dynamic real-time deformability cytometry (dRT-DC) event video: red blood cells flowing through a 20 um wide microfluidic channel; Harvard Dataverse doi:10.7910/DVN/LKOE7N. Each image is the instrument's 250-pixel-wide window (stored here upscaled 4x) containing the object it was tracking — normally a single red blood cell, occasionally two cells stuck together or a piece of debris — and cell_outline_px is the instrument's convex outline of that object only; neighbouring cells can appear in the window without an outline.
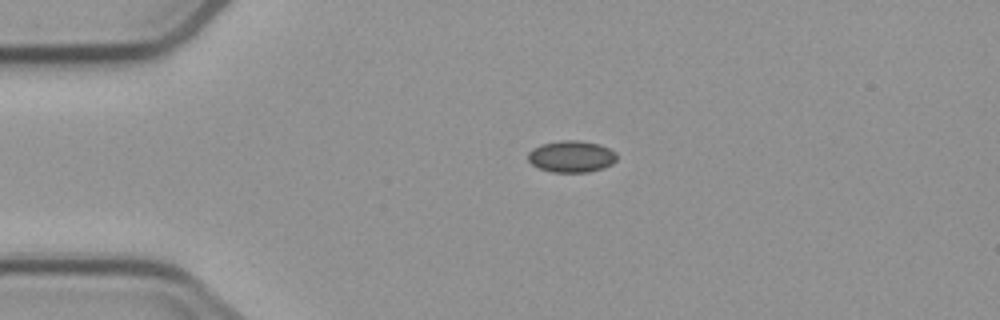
{"species": "common noctule bat (a hibernating species)", "species_latin": "Nyctalus noctula", "temperature_condition": "cold", "stored_images_in_passage": 4, "camera_frame_rate_fps": 3000, "um_per_image_px": 0.085, "animal": {"sex": "male", "body_mass_g": 23.1, "forearm_length_mm": 52.7}, "frame": {"image": 1, "passage_image": 3, "time_ms": 2.333, "image_size_px": [1000, 320], "cell_outline_px": [[616, 160], [612, 164], [604, 168], [588, 172], [552, 172], [540, 168], [532, 164], [528, 160], [528, 152], [532, 148], [540, 144], [560, 140], [576, 140], [600, 144], [616, 152]], "centroid_in_image_um": [48.57, 13.29], "position_along_channel_um": 36.4, "area_um2": 16.47}}
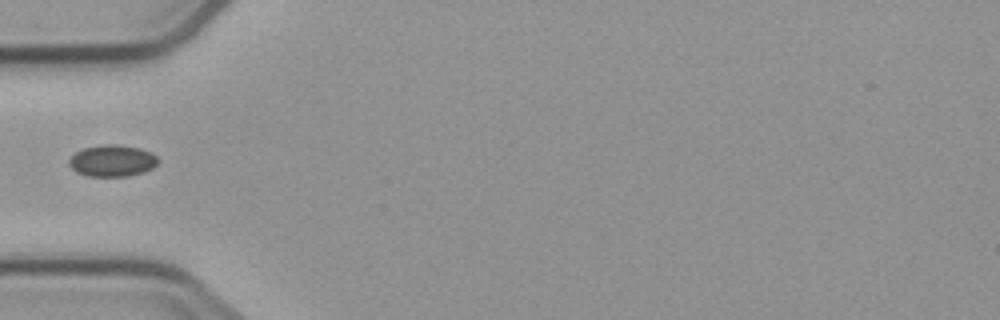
{"frame": {"image": 2, "passage_image": 4, "time_ms": 4.333, "image_size_px": [1000, 320], "cell_outline_px": [[160, 160], [152, 168], [144, 172], [128, 176], [88, 176], [76, 172], [68, 164], [68, 160], [76, 152], [84, 148], [104, 144], [116, 144], [140, 148], [152, 152]], "centroid_in_image_um": [9.56, 13.66], "position_along_channel_um": 75.4, "area_um2": 16.47}}